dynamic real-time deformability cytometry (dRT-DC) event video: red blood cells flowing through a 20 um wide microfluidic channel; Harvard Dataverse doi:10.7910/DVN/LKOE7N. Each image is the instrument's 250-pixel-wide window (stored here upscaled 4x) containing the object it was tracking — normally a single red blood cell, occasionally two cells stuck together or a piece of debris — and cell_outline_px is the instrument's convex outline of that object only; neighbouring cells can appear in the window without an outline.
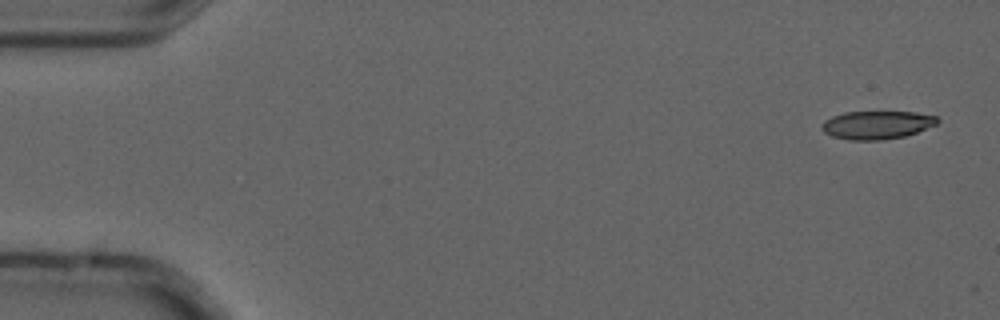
{"species": "common noctule bat (a hibernating species)", "species_latin": "Nyctalus noctula", "temperature_condition": "cold", "stored_images_in_passage": 2, "camera_frame_rate_fps": 3000, "um_per_image_px": 0.085, "animal": {"sex": "male", "forearm_length_mm": 52.5}, "frame": {"image": 1, "passage_image": 1, "time_ms": 0.0, "image_size_px": [1000, 320], "cell_outline_px": [[940, 120], [936, 124], [916, 132], [904, 136], [884, 140], [852, 140], [832, 136], [824, 132], [820, 128], [820, 124], [824, 120], [832, 116], [844, 112], [916, 112], [936, 116]], "centroid_in_image_um": [74.5, 10.61], "position_along_channel_um": 10.5, "area_um2": 19.02}}